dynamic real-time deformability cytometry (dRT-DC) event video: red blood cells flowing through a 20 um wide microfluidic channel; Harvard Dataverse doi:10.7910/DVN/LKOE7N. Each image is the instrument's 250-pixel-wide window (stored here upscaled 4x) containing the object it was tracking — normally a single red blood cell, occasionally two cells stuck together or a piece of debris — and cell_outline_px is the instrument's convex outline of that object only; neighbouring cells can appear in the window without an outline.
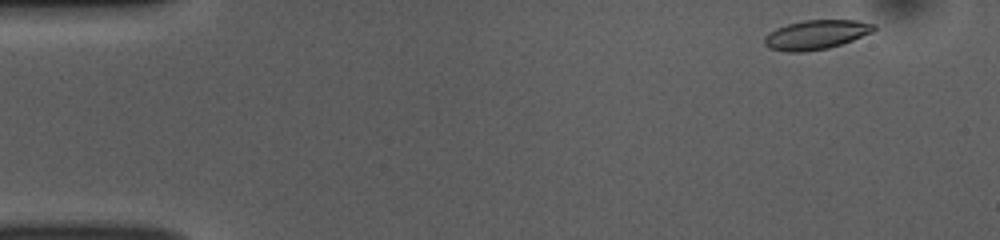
{"species": "common noctule bat (a hibernating species)", "species_latin": "Nyctalus noctula", "temperature_condition": "room temperature", "stored_images_in_passage": 49, "camera_frame_rate_fps": 3000, "um_per_image_px": 0.085, "animal": {"sex": "female", "body_mass_g": 10.0, "forearm_length_mm": 53.1}, "frame": {"image": 1, "passage_image": 1, "time_ms": 0.0, "image_size_px": [1000, 240], "cell_outline_px": [[876, 28], [872, 32], [852, 40], [828, 48], [804, 52], [784, 52], [768, 48], [764, 44], [764, 36], [768, 32], [776, 28], [788, 24], [804, 20], [856, 20], [876, 24]], "centroid_in_image_um": [69.33, 2.95], "position_along_channel_um": 15.7, "area_um2": 18.79}}
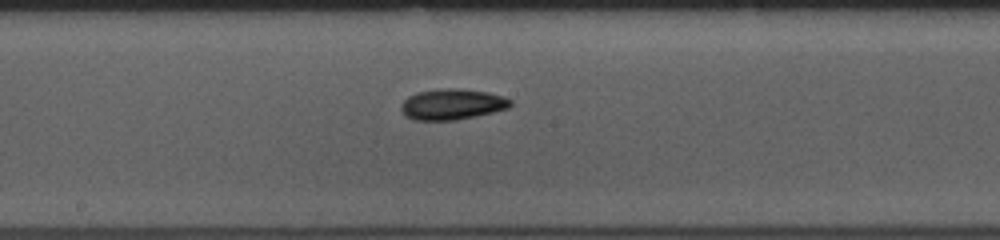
{"frame": {"image": 2, "passage_image": 24, "time_ms": 7.667, "image_size_px": [1000, 240], "cell_outline_px": [[512, 104], [508, 108], [476, 116], [456, 120], [412, 120], [404, 116], [400, 108], [400, 104], [408, 96], [416, 92], [440, 88], [456, 88], [488, 92], [504, 96], [512, 100]], "centroid_in_image_um": [38.4, 8.86], "position_along_channel_um": 209.8, "area_um2": 19.88}}
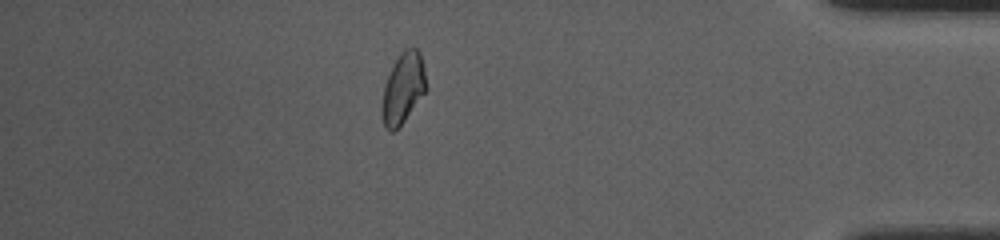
{"frame": {"image": 3, "passage_image": 42, "time_ms": 13.667, "image_size_px": [1000, 240], "cell_outline_px": [[428, 88], [404, 120], [392, 132], [388, 132], [384, 128], [380, 112], [384, 84], [400, 52], [404, 48], [416, 48], [420, 52]], "centroid_in_image_um": [34.24, 7.51], "position_along_channel_um": 401.0, "area_um2": 18.21}, "authors_computed_cell_mechanics": {"area_um2": 18.7272, "velocity_mm_per_s": 3.8415, "shape_relaxation_time_tau1_ms": null, "shape_relaxation_time_tau2_ms": 8.5619, "deformation_change_tau1": null, "deformation_change_tau2": 0.145}}